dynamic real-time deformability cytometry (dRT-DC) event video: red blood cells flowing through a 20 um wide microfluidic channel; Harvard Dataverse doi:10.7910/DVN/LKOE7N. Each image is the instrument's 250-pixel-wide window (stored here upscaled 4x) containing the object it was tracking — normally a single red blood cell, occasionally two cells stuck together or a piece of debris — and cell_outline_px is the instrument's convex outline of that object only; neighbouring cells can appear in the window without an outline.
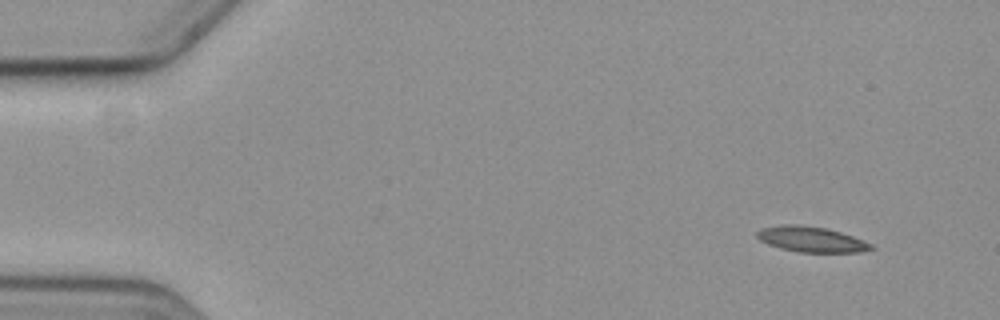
{"species": "common noctule bat (a hibernating species)", "species_latin": "Nyctalus noctula", "temperature_condition": "cold", "stored_images_in_passage": 9, "camera_frame_rate_fps": 3000, "um_per_image_px": 0.085, "animal": {"sex": "female", "body_mass_g": 19.3, "forearm_length_mm": 54.1}, "frame": {"image": 1, "passage_image": 2, "time_ms": 1.333, "image_size_px": [1000, 320], "cell_outline_px": [[876, 248], [860, 252], [800, 252], [780, 248], [768, 244], [760, 240], [756, 236], [756, 232], [760, 228], [780, 224], [796, 224], [828, 228], [864, 240], [872, 244]], "centroid_in_image_um": [68.95, 20.33], "position_along_channel_um": 16.1, "area_um2": 17.05}}
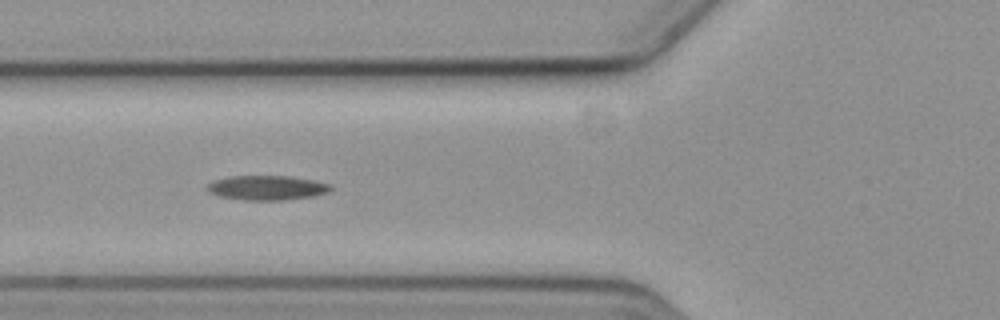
{"frame": {"image": 2, "passage_image": 7, "time_ms": 7.0, "image_size_px": [1000, 320], "cell_outline_px": [[332, 188], [328, 192], [312, 196], [284, 200], [244, 200], [220, 196], [208, 192], [208, 184], [212, 180], [232, 176], [288, 176], [312, 180], [332, 184]], "centroid_in_image_um": [22.69, 15.96], "position_along_channel_um": 103.1, "area_um2": 17.57}}
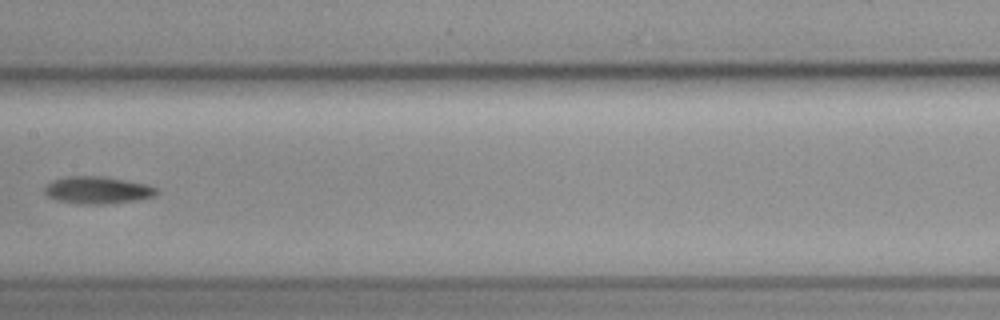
{"frame": {"image": 3, "passage_image": 9, "time_ms": 9.667, "image_size_px": [1000, 320], "cell_outline_px": [[160, 192], [156, 196], [140, 200], [104, 204], [76, 204], [56, 200], [48, 196], [44, 192], [44, 188], [48, 184], [56, 180], [68, 176], [100, 176], [124, 180], [144, 184], [156, 188]], "centroid_in_image_um": [8.31, 16.18], "position_along_channel_um": 199.1, "area_um2": 17.74}}